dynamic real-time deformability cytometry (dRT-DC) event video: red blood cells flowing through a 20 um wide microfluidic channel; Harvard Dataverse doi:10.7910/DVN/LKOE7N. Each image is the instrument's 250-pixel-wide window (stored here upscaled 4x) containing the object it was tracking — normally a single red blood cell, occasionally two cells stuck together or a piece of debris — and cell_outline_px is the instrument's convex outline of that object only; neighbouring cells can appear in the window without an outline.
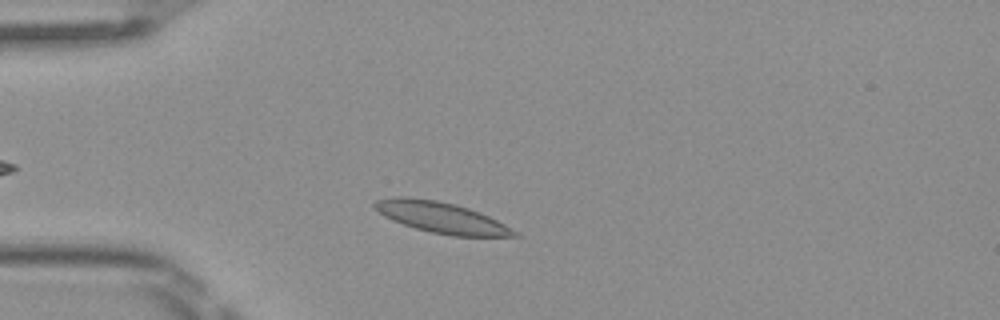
{"species": "Egyptian fruit bat (a non-hibernating species)", "species_latin": "Rousettus aegyptiacus", "temperature_condition": "room temperature", "stored_images_in_passage": 43, "camera_frame_rate_fps": 3000, "um_per_image_px": 0.085, "frame": {"image": 1, "passage_image": 6, "time_ms": 1.667, "image_size_px": [1000, 320], "cell_outline_px": [[520, 236], [452, 236], [432, 232], [416, 228], [392, 220], [384, 216], [372, 208], [372, 204], [376, 200], [392, 196], [404, 196], [436, 200], [456, 204], [468, 208], [488, 216], [520, 232]], "centroid_in_image_um": [37.48, 18.47], "position_along_channel_um": 47.5, "area_um2": 25.2}}
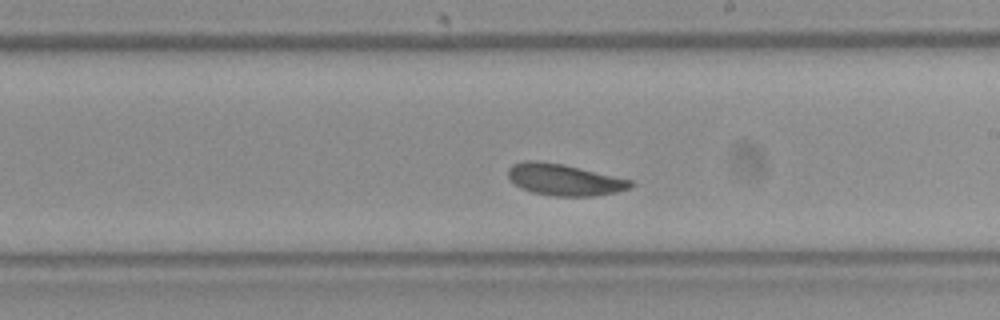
{"frame": {"image": 2, "passage_image": 22, "time_ms": 7.0, "image_size_px": [1000, 320], "cell_outline_px": [[636, 184], [628, 188], [616, 192], [596, 196], [556, 196], [532, 192], [520, 188], [508, 176], [508, 168], [512, 164], [524, 160], [536, 160], [564, 164], [632, 180]], "centroid_in_image_um": [47.96, 15.26], "position_along_channel_um": 241.0, "area_um2": 22.54}}
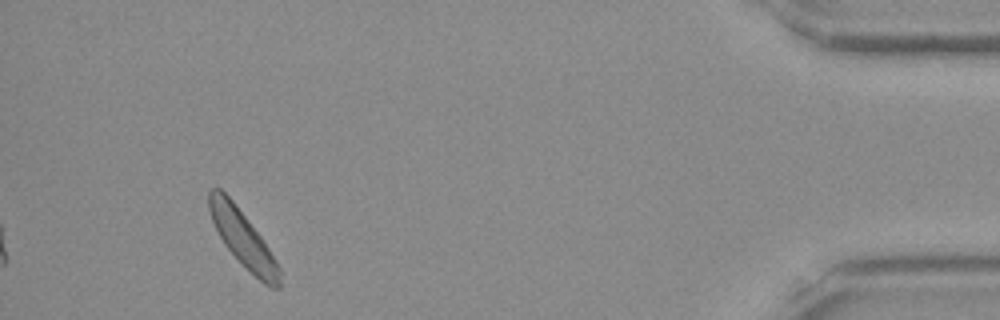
{"frame": {"image": 3, "passage_image": 40, "time_ms": 13.0, "image_size_px": [1000, 320], "cell_outline_px": [[280, 288], [272, 288], [264, 284], [224, 244], [212, 220], [208, 208], [208, 192], [212, 188], [220, 188], [232, 200], [260, 236], [268, 248], [280, 268]], "centroid_in_image_um": [20.63, 20.26], "position_along_channel_um": 414.6, "area_um2": 22.14}, "authors_computed_cell_mechanics": {"area_um2": 22.831, "velocity_mm_per_s": 3.9678, "shape_relaxation_time_tau1_ms": 3.943, "shape_relaxation_time_tau2_ms": 3.1507, "deformation_change_tau1": 0.1159, "deformation_change_tau2": 0.0767}}